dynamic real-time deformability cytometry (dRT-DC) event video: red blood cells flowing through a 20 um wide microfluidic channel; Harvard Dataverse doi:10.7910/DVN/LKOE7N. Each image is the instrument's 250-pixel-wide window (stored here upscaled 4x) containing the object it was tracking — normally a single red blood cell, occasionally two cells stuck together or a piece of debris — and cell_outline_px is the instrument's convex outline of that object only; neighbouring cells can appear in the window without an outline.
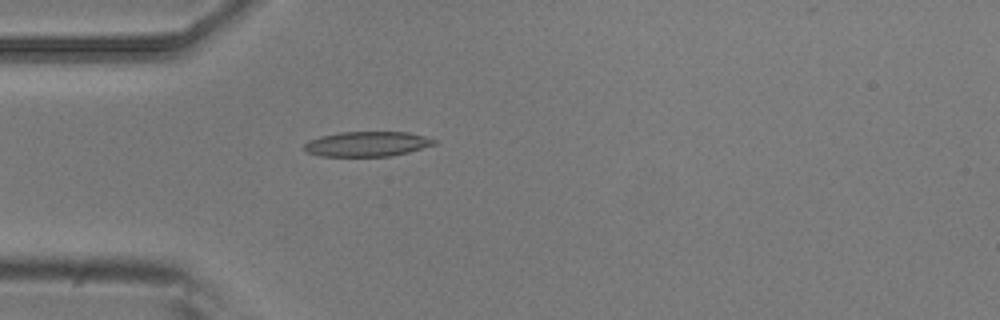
{"species": "common noctule bat (a hibernating species)", "species_latin": "Nyctalus noctula", "temperature_condition": "room temperature", "stored_images_in_passage": 1, "camera_frame_rate_fps": 3000, "um_per_image_px": 0.085, "animal": {"sex": "male", "body_mass_g": 20.5, "forearm_length_mm": 52.5}, "frame": {"image": 1, "passage_image": 1, "time_ms": 0.0, "image_size_px": [1000, 320], "cell_outline_px": [[436, 144], [408, 152], [388, 156], [320, 156], [308, 152], [304, 148], [304, 144], [308, 140], [320, 136], [340, 132], [408, 132], [424, 136], [436, 140]], "centroid_in_image_um": [31.19, 12.23], "position_along_channel_um": 53.8, "area_um2": 18.79}}